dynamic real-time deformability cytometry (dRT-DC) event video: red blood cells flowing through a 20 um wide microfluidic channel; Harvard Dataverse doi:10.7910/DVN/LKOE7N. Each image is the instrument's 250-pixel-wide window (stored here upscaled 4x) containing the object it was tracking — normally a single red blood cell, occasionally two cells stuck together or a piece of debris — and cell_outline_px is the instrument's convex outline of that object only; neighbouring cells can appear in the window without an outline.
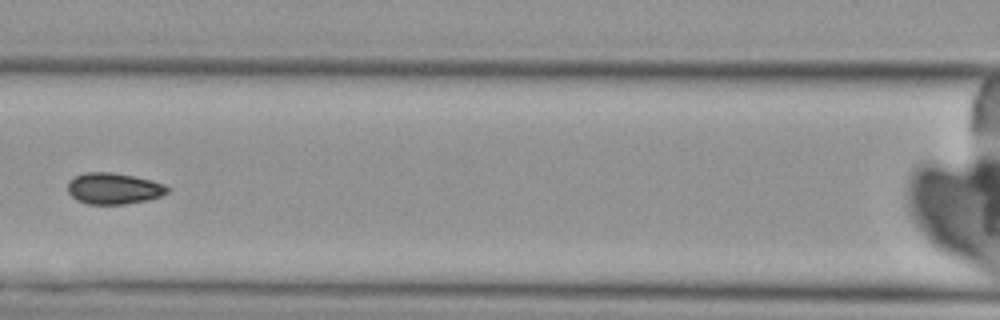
{"species": "Egyptian fruit bat (a non-hibernating species)", "species_latin": "Rousettus aegyptiacus", "temperature_condition": "cold", "stored_images_in_passage": 3, "camera_frame_rate_fps": 3000, "um_per_image_px": 0.085, "animal": {"sex": "female"}, "frame": {"image": 1, "passage_image": 3, "time_ms": 2.333, "image_size_px": [1000, 320], "cell_outline_px": [[172, 188], [168, 192], [160, 196], [148, 200], [124, 204], [88, 204], [76, 200], [68, 192], [68, 180], [84, 172], [112, 172], [152, 180], [164, 184]], "centroid_in_image_um": [9.67, 16.02], "position_along_channel_um": 156.9, "area_um2": 18.26}}